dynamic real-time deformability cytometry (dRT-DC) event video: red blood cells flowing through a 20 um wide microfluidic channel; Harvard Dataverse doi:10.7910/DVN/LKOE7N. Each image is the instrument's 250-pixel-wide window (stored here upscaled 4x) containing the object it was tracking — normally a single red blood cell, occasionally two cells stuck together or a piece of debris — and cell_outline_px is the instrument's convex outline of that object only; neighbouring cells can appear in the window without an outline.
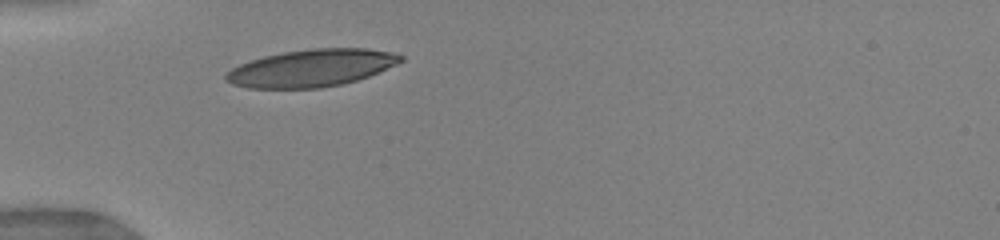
{"species": "human", "species_latin": "Homo sapiens", "temperature_condition": "warm", "stored_images_in_passage": 10, "camera_frame_rate_fps": 3000, "um_per_image_px": 0.085, "donor": {"sex": "female"}, "frame": {"image": 1, "passage_image": 1, "time_ms": 0.0, "image_size_px": [1000, 240], "cell_outline_px": [[404, 60], [396, 64], [368, 76], [344, 84], [320, 88], [248, 88], [232, 84], [224, 80], [224, 76], [232, 68], [240, 64], [264, 56], [284, 52], [312, 48], [368, 48], [392, 52], [404, 56]], "centroid_in_image_um": [26.48, 5.78], "position_along_channel_um": 58.5, "area_um2": 37.92}}
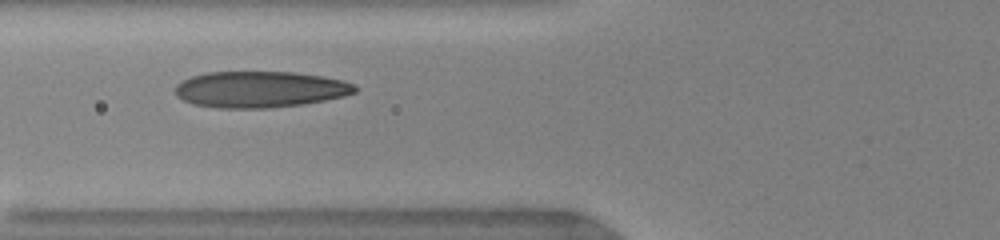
{"frame": {"image": 2, "passage_image": 4, "time_ms": 1.333, "image_size_px": [1000, 240], "cell_outline_px": [[356, 92], [344, 96], [324, 100], [300, 104], [268, 108], [216, 108], [192, 104], [176, 96], [176, 84], [180, 80], [192, 76], [208, 72], [292, 72], [320, 76], [340, 80], [352, 84], [356, 88]], "centroid_in_image_um": [22.03, 7.6], "position_along_channel_um": 103.8, "area_um2": 37.8}}